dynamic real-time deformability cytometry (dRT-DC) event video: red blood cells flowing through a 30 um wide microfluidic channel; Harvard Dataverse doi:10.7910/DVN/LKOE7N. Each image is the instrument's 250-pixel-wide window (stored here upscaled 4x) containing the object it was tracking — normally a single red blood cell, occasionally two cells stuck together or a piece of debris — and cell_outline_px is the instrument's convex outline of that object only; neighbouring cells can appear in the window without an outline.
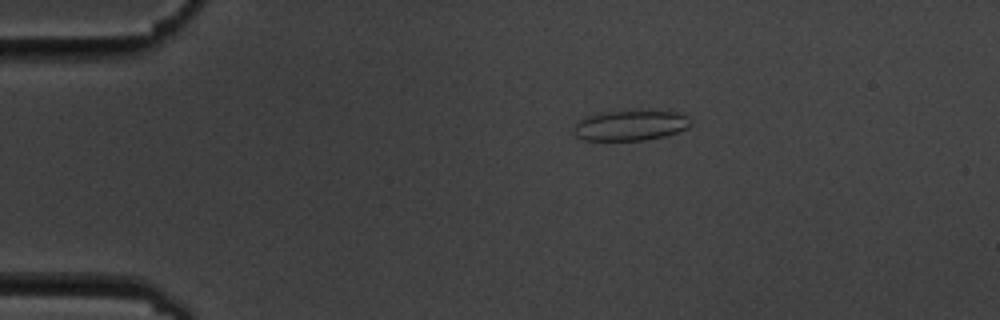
{"species": "common noctule bat (a hibernating species)", "species_latin": "Nyctalus noctula", "temperature_condition": "cold", "stored_images_in_passage": 4, "camera_frame_rate_fps": 3000, "um_per_image_px": 0.085, "animal": {"sex": "male", "body_mass_g": 19.5, "forearm_length_mm": 54.6}, "frame": {"image": 1, "passage_image": 1, "time_ms": 0.0, "image_size_px": [1000, 320], "cell_outline_px": [[692, 124], [688, 128], [664, 136], [644, 140], [584, 140], [576, 136], [572, 132], [572, 128], [580, 120], [592, 112], [640, 108], [676, 112], [688, 116]], "centroid_in_image_um": [53.56, 10.6], "position_along_channel_um": 31.4, "area_um2": 21.68}}
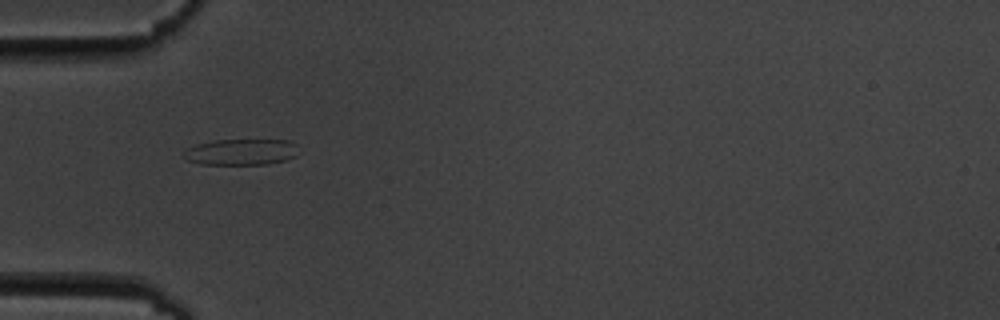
{"frame": {"image": 2, "passage_image": 3, "time_ms": 2.333, "image_size_px": [1000, 320], "cell_outline_px": [[296, 156], [288, 160], [268, 164], [200, 164], [188, 160], [184, 156], [184, 152], [188, 148], [196, 144], [216, 140], [288, 140], [296, 144]], "centroid_in_image_um": [20.52, 12.92], "position_along_channel_um": 64.5, "area_um2": 17.4}}
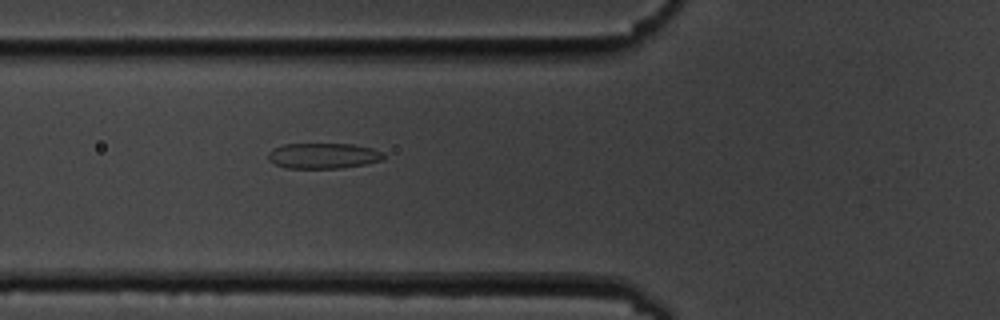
{"frame": {"image": 3, "passage_image": 4, "time_ms": 3.333, "image_size_px": [1000, 320], "cell_outline_px": [[384, 160], [364, 164], [340, 168], [284, 168], [268, 160], [268, 152], [272, 148], [284, 144], [352, 144], [372, 148], [384, 152]], "centroid_in_image_um": [27.47, 13.24], "position_along_channel_um": 98.3, "area_um2": 17.28}}